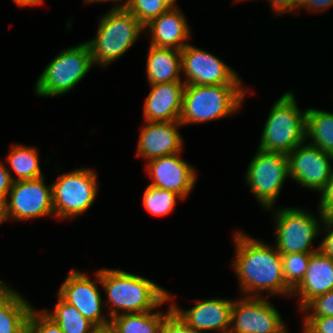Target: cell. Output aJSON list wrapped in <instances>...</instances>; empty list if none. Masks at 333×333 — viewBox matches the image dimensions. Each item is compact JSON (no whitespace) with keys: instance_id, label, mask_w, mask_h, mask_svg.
Returning <instances> with one entry per match:
<instances>
[{"instance_id":"cell-17","label":"cell","mask_w":333,"mask_h":333,"mask_svg":"<svg viewBox=\"0 0 333 333\" xmlns=\"http://www.w3.org/2000/svg\"><path fill=\"white\" fill-rule=\"evenodd\" d=\"M183 125L180 121L148 122L141 127L137 144V156L148 161L181 153L183 151V137L178 128Z\"/></svg>"},{"instance_id":"cell-7","label":"cell","mask_w":333,"mask_h":333,"mask_svg":"<svg viewBox=\"0 0 333 333\" xmlns=\"http://www.w3.org/2000/svg\"><path fill=\"white\" fill-rule=\"evenodd\" d=\"M273 209H276L275 212ZM268 210H273L275 214V247L280 254L319 251V246L312 248L314 239L322 231L321 225L325 219L319 210L320 219L299 207H285L278 210L273 207Z\"/></svg>"},{"instance_id":"cell-20","label":"cell","mask_w":333,"mask_h":333,"mask_svg":"<svg viewBox=\"0 0 333 333\" xmlns=\"http://www.w3.org/2000/svg\"><path fill=\"white\" fill-rule=\"evenodd\" d=\"M144 29L151 36L150 45L182 50L190 38L191 30L181 9H169L152 19Z\"/></svg>"},{"instance_id":"cell-44","label":"cell","mask_w":333,"mask_h":333,"mask_svg":"<svg viewBox=\"0 0 333 333\" xmlns=\"http://www.w3.org/2000/svg\"><path fill=\"white\" fill-rule=\"evenodd\" d=\"M303 333H316L303 321Z\"/></svg>"},{"instance_id":"cell-11","label":"cell","mask_w":333,"mask_h":333,"mask_svg":"<svg viewBox=\"0 0 333 333\" xmlns=\"http://www.w3.org/2000/svg\"><path fill=\"white\" fill-rule=\"evenodd\" d=\"M265 297H243L233 301L229 333H283L281 314Z\"/></svg>"},{"instance_id":"cell-2","label":"cell","mask_w":333,"mask_h":333,"mask_svg":"<svg viewBox=\"0 0 333 333\" xmlns=\"http://www.w3.org/2000/svg\"><path fill=\"white\" fill-rule=\"evenodd\" d=\"M100 280L108 298L105 306H113L107 314L110 319L152 311L173 299L170 292L153 281L120 269L100 268Z\"/></svg>"},{"instance_id":"cell-42","label":"cell","mask_w":333,"mask_h":333,"mask_svg":"<svg viewBox=\"0 0 333 333\" xmlns=\"http://www.w3.org/2000/svg\"><path fill=\"white\" fill-rule=\"evenodd\" d=\"M7 220L5 199L0 197V224Z\"/></svg>"},{"instance_id":"cell-37","label":"cell","mask_w":333,"mask_h":333,"mask_svg":"<svg viewBox=\"0 0 333 333\" xmlns=\"http://www.w3.org/2000/svg\"><path fill=\"white\" fill-rule=\"evenodd\" d=\"M5 165L0 161V197L6 200L14 181L11 178L12 172Z\"/></svg>"},{"instance_id":"cell-29","label":"cell","mask_w":333,"mask_h":333,"mask_svg":"<svg viewBox=\"0 0 333 333\" xmlns=\"http://www.w3.org/2000/svg\"><path fill=\"white\" fill-rule=\"evenodd\" d=\"M126 9L131 12L143 26L169 10L161 0H129Z\"/></svg>"},{"instance_id":"cell-24","label":"cell","mask_w":333,"mask_h":333,"mask_svg":"<svg viewBox=\"0 0 333 333\" xmlns=\"http://www.w3.org/2000/svg\"><path fill=\"white\" fill-rule=\"evenodd\" d=\"M171 309L170 304L166 313L152 310L143 313L120 314L112 317L110 324L117 333H161L164 316Z\"/></svg>"},{"instance_id":"cell-16","label":"cell","mask_w":333,"mask_h":333,"mask_svg":"<svg viewBox=\"0 0 333 333\" xmlns=\"http://www.w3.org/2000/svg\"><path fill=\"white\" fill-rule=\"evenodd\" d=\"M233 301L215 298L197 300L196 305L188 310H182L176 303H172L171 307L196 332L229 333Z\"/></svg>"},{"instance_id":"cell-34","label":"cell","mask_w":333,"mask_h":333,"mask_svg":"<svg viewBox=\"0 0 333 333\" xmlns=\"http://www.w3.org/2000/svg\"><path fill=\"white\" fill-rule=\"evenodd\" d=\"M325 237L319 244V250L326 256L333 259V216L325 217L322 228Z\"/></svg>"},{"instance_id":"cell-10","label":"cell","mask_w":333,"mask_h":333,"mask_svg":"<svg viewBox=\"0 0 333 333\" xmlns=\"http://www.w3.org/2000/svg\"><path fill=\"white\" fill-rule=\"evenodd\" d=\"M5 203L8 221L54 216L52 187L45 184L44 176L13 182Z\"/></svg>"},{"instance_id":"cell-3","label":"cell","mask_w":333,"mask_h":333,"mask_svg":"<svg viewBox=\"0 0 333 333\" xmlns=\"http://www.w3.org/2000/svg\"><path fill=\"white\" fill-rule=\"evenodd\" d=\"M242 84L185 85L180 123L222 119L240 110L246 93Z\"/></svg>"},{"instance_id":"cell-43","label":"cell","mask_w":333,"mask_h":333,"mask_svg":"<svg viewBox=\"0 0 333 333\" xmlns=\"http://www.w3.org/2000/svg\"><path fill=\"white\" fill-rule=\"evenodd\" d=\"M176 0H161V2L168 8V9H179V7L175 4Z\"/></svg>"},{"instance_id":"cell-15","label":"cell","mask_w":333,"mask_h":333,"mask_svg":"<svg viewBox=\"0 0 333 333\" xmlns=\"http://www.w3.org/2000/svg\"><path fill=\"white\" fill-rule=\"evenodd\" d=\"M146 163L148 176L152 180L149 185L173 191L182 200L189 195L196 184V170L180 158V153L155 158Z\"/></svg>"},{"instance_id":"cell-40","label":"cell","mask_w":333,"mask_h":333,"mask_svg":"<svg viewBox=\"0 0 333 333\" xmlns=\"http://www.w3.org/2000/svg\"><path fill=\"white\" fill-rule=\"evenodd\" d=\"M13 1L19 7H25V6L35 7L41 5L44 2L43 0H13Z\"/></svg>"},{"instance_id":"cell-32","label":"cell","mask_w":333,"mask_h":333,"mask_svg":"<svg viewBox=\"0 0 333 333\" xmlns=\"http://www.w3.org/2000/svg\"><path fill=\"white\" fill-rule=\"evenodd\" d=\"M161 333H200L189 327L179 315L171 309L164 316Z\"/></svg>"},{"instance_id":"cell-6","label":"cell","mask_w":333,"mask_h":333,"mask_svg":"<svg viewBox=\"0 0 333 333\" xmlns=\"http://www.w3.org/2000/svg\"><path fill=\"white\" fill-rule=\"evenodd\" d=\"M93 67L87 42L64 49L44 68L35 84L39 97H53L68 93Z\"/></svg>"},{"instance_id":"cell-28","label":"cell","mask_w":333,"mask_h":333,"mask_svg":"<svg viewBox=\"0 0 333 333\" xmlns=\"http://www.w3.org/2000/svg\"><path fill=\"white\" fill-rule=\"evenodd\" d=\"M312 253L281 254L286 284L293 290L303 279Z\"/></svg>"},{"instance_id":"cell-14","label":"cell","mask_w":333,"mask_h":333,"mask_svg":"<svg viewBox=\"0 0 333 333\" xmlns=\"http://www.w3.org/2000/svg\"><path fill=\"white\" fill-rule=\"evenodd\" d=\"M287 157L289 178L314 191L323 189L331 175L333 155L305 141Z\"/></svg>"},{"instance_id":"cell-4","label":"cell","mask_w":333,"mask_h":333,"mask_svg":"<svg viewBox=\"0 0 333 333\" xmlns=\"http://www.w3.org/2000/svg\"><path fill=\"white\" fill-rule=\"evenodd\" d=\"M306 140V109L301 111L293 91H286L271 107L258 149L288 155Z\"/></svg>"},{"instance_id":"cell-30","label":"cell","mask_w":333,"mask_h":333,"mask_svg":"<svg viewBox=\"0 0 333 333\" xmlns=\"http://www.w3.org/2000/svg\"><path fill=\"white\" fill-rule=\"evenodd\" d=\"M26 333H63L61 328L44 311L33 308L27 321Z\"/></svg>"},{"instance_id":"cell-36","label":"cell","mask_w":333,"mask_h":333,"mask_svg":"<svg viewBox=\"0 0 333 333\" xmlns=\"http://www.w3.org/2000/svg\"><path fill=\"white\" fill-rule=\"evenodd\" d=\"M333 6V0H299L297 10L305 8L308 11H324Z\"/></svg>"},{"instance_id":"cell-39","label":"cell","mask_w":333,"mask_h":333,"mask_svg":"<svg viewBox=\"0 0 333 333\" xmlns=\"http://www.w3.org/2000/svg\"><path fill=\"white\" fill-rule=\"evenodd\" d=\"M85 2L86 3L117 2V4H115V6L112 7L111 9H126L129 0H85Z\"/></svg>"},{"instance_id":"cell-9","label":"cell","mask_w":333,"mask_h":333,"mask_svg":"<svg viewBox=\"0 0 333 333\" xmlns=\"http://www.w3.org/2000/svg\"><path fill=\"white\" fill-rule=\"evenodd\" d=\"M289 178L288 157L258 149L246 169L245 181L260 206L273 208L285 180Z\"/></svg>"},{"instance_id":"cell-18","label":"cell","mask_w":333,"mask_h":333,"mask_svg":"<svg viewBox=\"0 0 333 333\" xmlns=\"http://www.w3.org/2000/svg\"><path fill=\"white\" fill-rule=\"evenodd\" d=\"M184 81L150 85L143 106V117L148 122L179 121L182 112Z\"/></svg>"},{"instance_id":"cell-13","label":"cell","mask_w":333,"mask_h":333,"mask_svg":"<svg viewBox=\"0 0 333 333\" xmlns=\"http://www.w3.org/2000/svg\"><path fill=\"white\" fill-rule=\"evenodd\" d=\"M95 281L85 273L71 269L58 290V294L69 304L73 305L85 318L96 327L110 324L103 310V300L96 285L100 280V269L94 274ZM96 282V284L94 283Z\"/></svg>"},{"instance_id":"cell-8","label":"cell","mask_w":333,"mask_h":333,"mask_svg":"<svg viewBox=\"0 0 333 333\" xmlns=\"http://www.w3.org/2000/svg\"><path fill=\"white\" fill-rule=\"evenodd\" d=\"M97 173L91 168H80L61 174L51 184L54 217L71 219L84 214L98 195Z\"/></svg>"},{"instance_id":"cell-35","label":"cell","mask_w":333,"mask_h":333,"mask_svg":"<svg viewBox=\"0 0 333 333\" xmlns=\"http://www.w3.org/2000/svg\"><path fill=\"white\" fill-rule=\"evenodd\" d=\"M303 321L316 333H333V317H304Z\"/></svg>"},{"instance_id":"cell-21","label":"cell","mask_w":333,"mask_h":333,"mask_svg":"<svg viewBox=\"0 0 333 333\" xmlns=\"http://www.w3.org/2000/svg\"><path fill=\"white\" fill-rule=\"evenodd\" d=\"M33 306L0 280V333H26Z\"/></svg>"},{"instance_id":"cell-33","label":"cell","mask_w":333,"mask_h":333,"mask_svg":"<svg viewBox=\"0 0 333 333\" xmlns=\"http://www.w3.org/2000/svg\"><path fill=\"white\" fill-rule=\"evenodd\" d=\"M320 200L318 210L325 216H333V167L331 175L323 189L319 192Z\"/></svg>"},{"instance_id":"cell-38","label":"cell","mask_w":333,"mask_h":333,"mask_svg":"<svg viewBox=\"0 0 333 333\" xmlns=\"http://www.w3.org/2000/svg\"><path fill=\"white\" fill-rule=\"evenodd\" d=\"M298 1L299 0H268L277 15L287 12H296Z\"/></svg>"},{"instance_id":"cell-31","label":"cell","mask_w":333,"mask_h":333,"mask_svg":"<svg viewBox=\"0 0 333 333\" xmlns=\"http://www.w3.org/2000/svg\"><path fill=\"white\" fill-rule=\"evenodd\" d=\"M301 311L308 313L304 317H333V290L315 297Z\"/></svg>"},{"instance_id":"cell-12","label":"cell","mask_w":333,"mask_h":333,"mask_svg":"<svg viewBox=\"0 0 333 333\" xmlns=\"http://www.w3.org/2000/svg\"><path fill=\"white\" fill-rule=\"evenodd\" d=\"M185 85L242 84L238 74L220 58L192 44L181 50Z\"/></svg>"},{"instance_id":"cell-22","label":"cell","mask_w":333,"mask_h":333,"mask_svg":"<svg viewBox=\"0 0 333 333\" xmlns=\"http://www.w3.org/2000/svg\"><path fill=\"white\" fill-rule=\"evenodd\" d=\"M146 76L149 85L183 81L181 50L149 45Z\"/></svg>"},{"instance_id":"cell-25","label":"cell","mask_w":333,"mask_h":333,"mask_svg":"<svg viewBox=\"0 0 333 333\" xmlns=\"http://www.w3.org/2000/svg\"><path fill=\"white\" fill-rule=\"evenodd\" d=\"M39 159L37 148L21 144L12 146L6 157L9 169L16 175H11L12 180L17 182L42 177Z\"/></svg>"},{"instance_id":"cell-5","label":"cell","mask_w":333,"mask_h":333,"mask_svg":"<svg viewBox=\"0 0 333 333\" xmlns=\"http://www.w3.org/2000/svg\"><path fill=\"white\" fill-rule=\"evenodd\" d=\"M99 20L96 36L86 41L93 66L106 67L111 64L145 33L144 26L127 9H110Z\"/></svg>"},{"instance_id":"cell-23","label":"cell","mask_w":333,"mask_h":333,"mask_svg":"<svg viewBox=\"0 0 333 333\" xmlns=\"http://www.w3.org/2000/svg\"><path fill=\"white\" fill-rule=\"evenodd\" d=\"M325 153L333 155V112L306 109V140Z\"/></svg>"},{"instance_id":"cell-19","label":"cell","mask_w":333,"mask_h":333,"mask_svg":"<svg viewBox=\"0 0 333 333\" xmlns=\"http://www.w3.org/2000/svg\"><path fill=\"white\" fill-rule=\"evenodd\" d=\"M333 290V259L320 250L310 255L302 281L292 290V296H299V309H303L315 297Z\"/></svg>"},{"instance_id":"cell-41","label":"cell","mask_w":333,"mask_h":333,"mask_svg":"<svg viewBox=\"0 0 333 333\" xmlns=\"http://www.w3.org/2000/svg\"><path fill=\"white\" fill-rule=\"evenodd\" d=\"M92 333H117L116 330L111 326V324L105 326H97L94 328Z\"/></svg>"},{"instance_id":"cell-27","label":"cell","mask_w":333,"mask_h":333,"mask_svg":"<svg viewBox=\"0 0 333 333\" xmlns=\"http://www.w3.org/2000/svg\"><path fill=\"white\" fill-rule=\"evenodd\" d=\"M182 198L175 192L160 189L148 185L143 193L144 208L153 216H165L170 214L177 204V200Z\"/></svg>"},{"instance_id":"cell-26","label":"cell","mask_w":333,"mask_h":333,"mask_svg":"<svg viewBox=\"0 0 333 333\" xmlns=\"http://www.w3.org/2000/svg\"><path fill=\"white\" fill-rule=\"evenodd\" d=\"M57 300L52 312L47 309H43V311L61 328L63 333H92L96 327L92 322L81 315L73 305L66 302L58 293Z\"/></svg>"},{"instance_id":"cell-1","label":"cell","mask_w":333,"mask_h":333,"mask_svg":"<svg viewBox=\"0 0 333 333\" xmlns=\"http://www.w3.org/2000/svg\"><path fill=\"white\" fill-rule=\"evenodd\" d=\"M233 240L236 252L232 266L243 296L262 297L259 293L263 291L269 293L268 297H292V289L284 279L281 254L275 245L266 244L242 231L235 232Z\"/></svg>"}]
</instances>
